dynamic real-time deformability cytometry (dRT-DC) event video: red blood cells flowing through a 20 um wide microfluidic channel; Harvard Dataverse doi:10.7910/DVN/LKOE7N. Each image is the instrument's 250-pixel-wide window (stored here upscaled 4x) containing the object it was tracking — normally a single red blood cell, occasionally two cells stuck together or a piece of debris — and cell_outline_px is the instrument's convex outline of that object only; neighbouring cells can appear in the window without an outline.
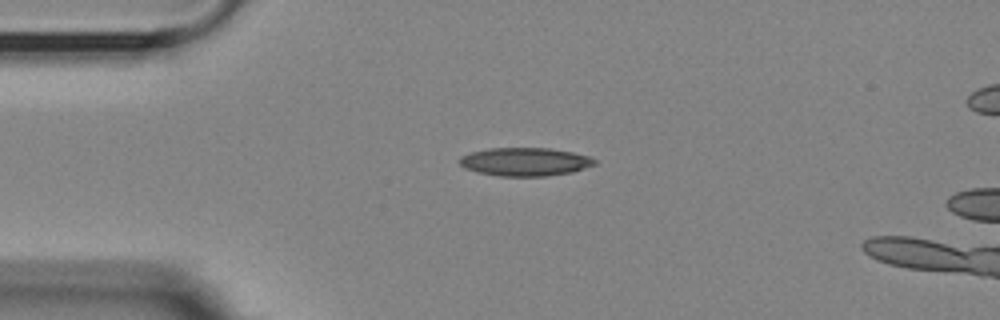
{"species": "Egyptian fruit bat (a non-hibernating species)", "species_latin": "Rousettus aegyptiacus", "temperature_condition": "room temperature", "stored_images_in_passage": 42, "camera_frame_rate_fps": 3000, "um_per_image_px": 0.085, "animal": {"sex": "female"}, "frame": {"image": 1, "passage_image": 1, "time_ms": 0.0, "image_size_px": [1000, 320], "cell_outline_px": [[596, 164], [572, 172], [548, 176], [500, 176], [476, 172], [464, 168], [456, 160], [460, 156], [472, 152], [488, 148], [548, 148], [572, 152], [588, 156], [596, 160]], "centroid_in_image_um": [44.58, 13.75], "position_along_channel_um": 40.4, "area_um2": 22.37}}
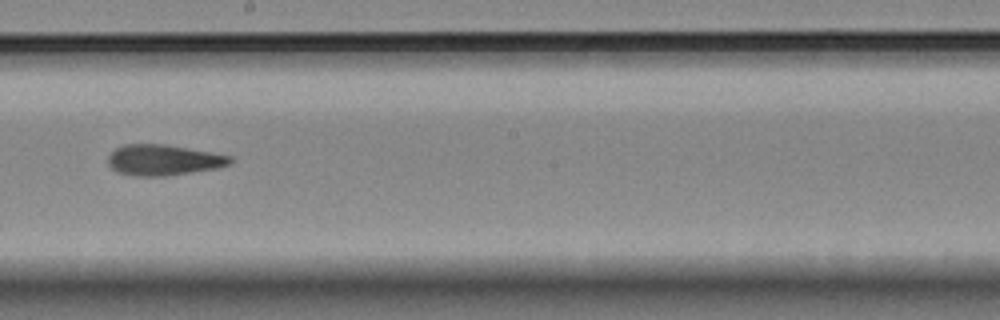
{"frame": {"image": 2, "passage_image": 19, "time_ms": 6.0, "image_size_px": [1000, 320], "cell_outline_px": [[232, 164], [216, 168], [164, 176], [136, 176], [116, 172], [108, 164], [108, 156], [116, 148], [124, 144], [164, 144], [232, 156]], "centroid_in_image_um": [13.87, 13.6], "position_along_channel_um": 234.3, "area_um2": 21.73}}
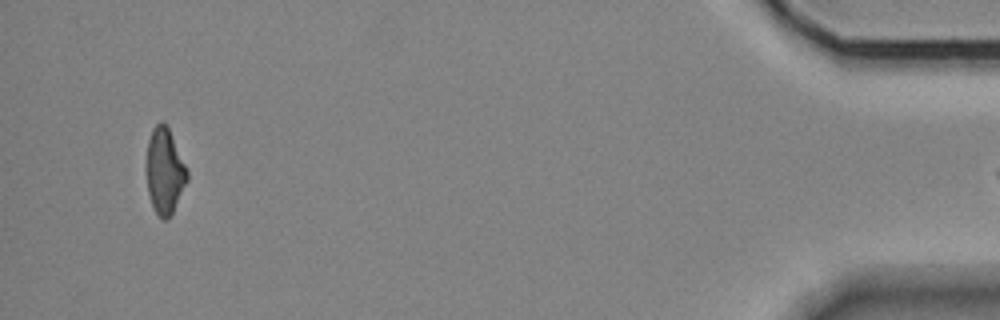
{"frame": {"image": 3, "passage_image": 41, "time_ms": 13.333, "image_size_px": [1000, 320], "cell_outline_px": [[188, 180], [172, 212], [164, 220], [160, 220], [152, 204], [148, 192], [144, 168], [144, 164], [148, 140], [152, 128], [160, 120], [164, 120], [168, 128], [188, 172]], "centroid_in_image_um": [13.94, 14.51], "position_along_channel_um": 421.3, "area_um2": 20.52}}